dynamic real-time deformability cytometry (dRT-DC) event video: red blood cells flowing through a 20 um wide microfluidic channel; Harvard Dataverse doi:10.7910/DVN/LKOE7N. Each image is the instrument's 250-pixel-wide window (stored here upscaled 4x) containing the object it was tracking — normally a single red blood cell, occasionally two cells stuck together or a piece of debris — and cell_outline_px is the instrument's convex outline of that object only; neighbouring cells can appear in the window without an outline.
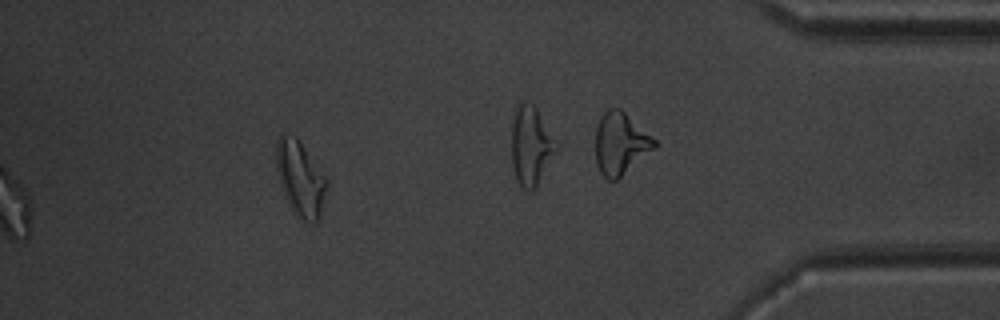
{"species": "common noctule bat (a hibernating species)", "species_latin": "Nyctalus noctula", "temperature_condition": "warm", "stored_images_in_passage": 39, "segment_of_instrument_passage": [2, 2], "camera_frame_rate_fps": 3000, "um_per_image_px": 0.085, "animal": {"sex": "male", "body_mass_g": 20.1, "forearm_length_mm": 53.5}, "frame": {"image": 1, "passage_image": 39, "time_ms": 12.667, "image_size_px": [1000, 320], "cell_outline_px": [[328, 184], [320, 220], [316, 224], [312, 224], [300, 220], [296, 216], [288, 204], [284, 196], [276, 168], [276, 140], [284, 132], [296, 136], [300, 140], [328, 180]], "centroid_in_image_um": [25.54, 15.21], "position_along_channel_um": 409.7, "area_um2": 22.72}}